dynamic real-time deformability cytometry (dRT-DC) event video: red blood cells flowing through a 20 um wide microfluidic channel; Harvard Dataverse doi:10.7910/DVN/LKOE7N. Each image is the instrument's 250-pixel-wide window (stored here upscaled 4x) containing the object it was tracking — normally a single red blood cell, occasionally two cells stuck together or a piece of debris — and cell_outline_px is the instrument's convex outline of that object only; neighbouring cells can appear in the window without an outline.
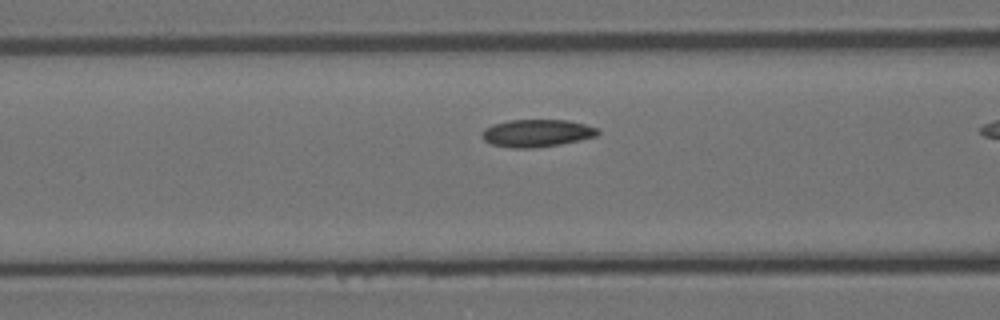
{"species": "Egyptian fruit bat (a non-hibernating species)", "species_latin": "Rousettus aegyptiacus", "temperature_condition": "room temperature", "stored_images_in_passage": 15, "camera_frame_rate_fps": 3000, "um_per_image_px": 0.085, "animal": {"sex": "female"}, "frame": {"image": 1, "passage_image": 13, "time_ms": 4.0, "image_size_px": [1000, 320], "cell_outline_px": [[600, 132], [596, 136], [580, 140], [560, 144], [532, 148], [512, 148], [492, 144], [484, 140], [480, 136], [480, 132], [484, 128], [492, 124], [508, 120], [568, 120], [584, 124], [596, 128]], "centroid_in_image_um": [45.57, 11.31], "position_along_channel_um": 121.0, "area_um2": 18.61}}